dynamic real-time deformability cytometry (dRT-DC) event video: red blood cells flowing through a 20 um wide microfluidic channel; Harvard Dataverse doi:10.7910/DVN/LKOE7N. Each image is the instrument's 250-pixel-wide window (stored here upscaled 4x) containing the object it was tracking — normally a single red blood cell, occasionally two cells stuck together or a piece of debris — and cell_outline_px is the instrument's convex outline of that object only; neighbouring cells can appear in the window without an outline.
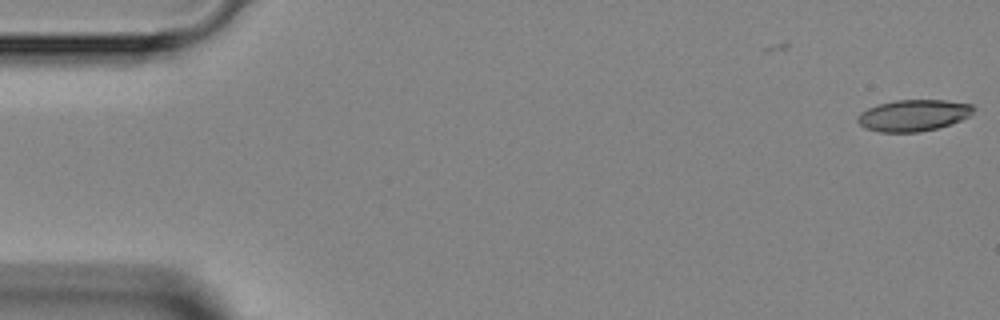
{"species": "Egyptian fruit bat (a non-hibernating species)", "species_latin": "Rousettus aegyptiacus", "temperature_condition": "room temperature", "stored_images_in_passage": 2, "camera_frame_rate_fps": 3000, "um_per_image_px": 0.085, "animal": {"sex": "female"}, "frame": {"image": 1, "passage_image": 2, "time_ms": 1.333, "image_size_px": [1000, 320], "cell_outline_px": [[976, 108], [972, 116], [936, 128], [920, 132], [880, 132], [864, 128], [856, 120], [856, 116], [860, 112], [868, 108], [880, 104], [896, 100], [944, 100], [972, 104]], "centroid_in_image_um": [77.64, 9.8], "position_along_channel_um": 7.4, "area_um2": 21.33}}